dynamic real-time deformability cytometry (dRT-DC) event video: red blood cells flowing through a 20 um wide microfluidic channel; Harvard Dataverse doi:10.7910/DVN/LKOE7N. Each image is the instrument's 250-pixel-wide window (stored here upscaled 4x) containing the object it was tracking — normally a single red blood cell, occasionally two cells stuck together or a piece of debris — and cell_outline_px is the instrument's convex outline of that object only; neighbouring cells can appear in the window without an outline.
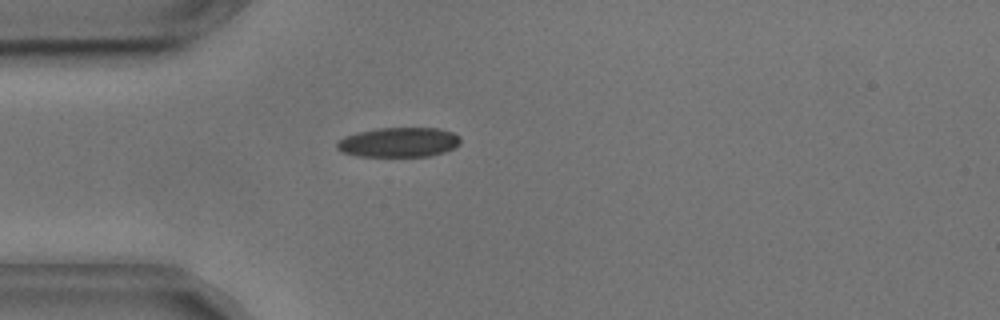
{"species": "common noctule bat (a hibernating species)", "species_latin": "Nyctalus noctula", "temperature_condition": "cold", "stored_images_in_passage": 44, "camera_frame_rate_fps": 3000, "um_per_image_px": 0.085, "animal": {"sex": "male", "body_mass_g": 17.9, "forearm_length_mm": 54.2}, "frame": {"image": 1, "passage_image": 4, "time_ms": 1.0, "image_size_px": [1000, 320], "cell_outline_px": [[460, 144], [444, 152], [428, 156], [356, 156], [340, 152], [336, 148], [336, 144], [344, 136], [376, 128], [440, 128], [452, 132], [460, 136]], "centroid_in_image_um": [33.88, 12.09], "position_along_channel_um": 51.1, "area_um2": 21.39}}
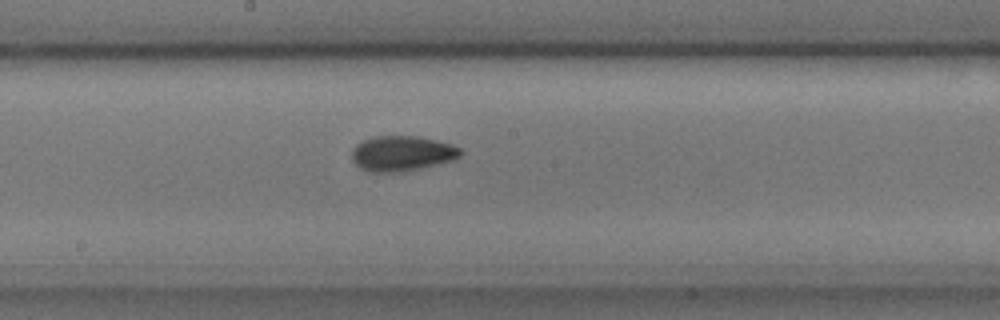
{"frame": {"image": 2, "passage_image": 18, "time_ms": 5.667, "image_size_px": [1000, 320], "cell_outline_px": [[464, 152], [460, 156], [452, 160], [400, 172], [368, 172], [360, 168], [352, 160], [352, 148], [356, 144], [372, 136], [416, 136], [436, 140], [452, 144], [460, 148]], "centroid_in_image_um": [34.14, 13.03], "position_along_channel_um": 214.1, "area_um2": 22.25}}
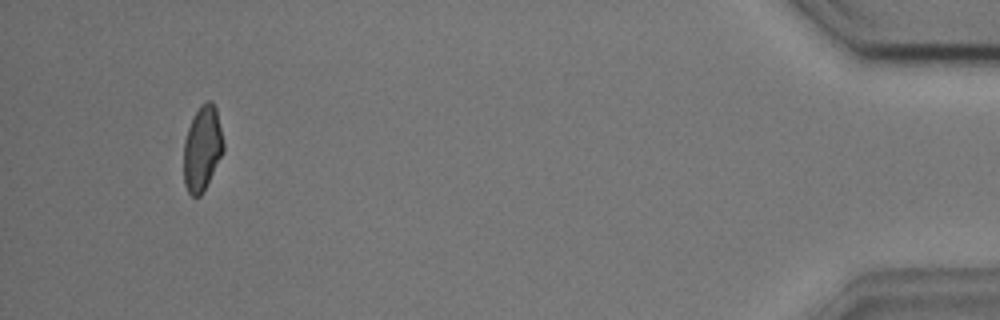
{"frame": {"image": 3, "passage_image": 41, "time_ms": 13.333, "image_size_px": [1000, 320], "cell_outline_px": [[224, 152], [200, 196], [192, 196], [188, 192], [184, 184], [184, 140], [188, 128], [200, 104], [208, 100], [212, 100], [216, 108], [224, 144]], "centroid_in_image_um": [17.19, 12.6], "position_along_channel_um": 418.0, "area_um2": 19.54}, "authors_computed_cell_mechanics": {"area_um2": 20.8658, "velocity_mm_per_s": 3.6358, "shape_relaxation_time_tau1_ms": 4.7033, "shape_relaxation_time_tau2_ms": 2.2385, "deformation_change_tau1": 0.1068, "deformation_change_tau2": 0.0743}}